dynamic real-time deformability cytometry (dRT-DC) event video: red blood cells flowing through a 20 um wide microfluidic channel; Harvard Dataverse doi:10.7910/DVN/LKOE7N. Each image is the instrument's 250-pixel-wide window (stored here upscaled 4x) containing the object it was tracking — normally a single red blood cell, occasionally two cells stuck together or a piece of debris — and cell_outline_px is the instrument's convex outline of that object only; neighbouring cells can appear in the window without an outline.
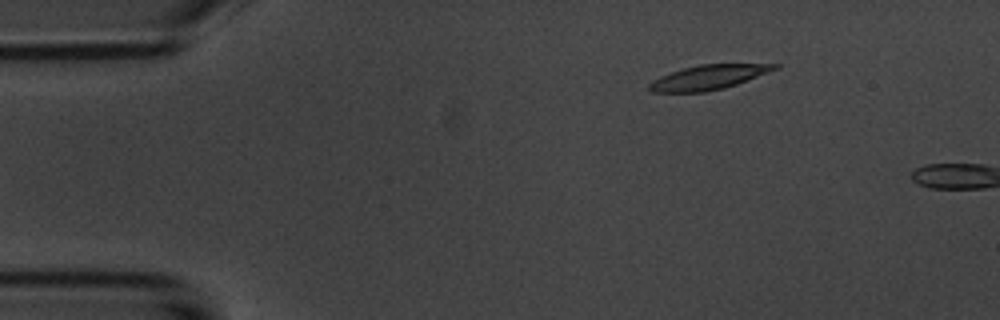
{"species": "common noctule bat (a hibernating species)", "species_latin": "Nyctalus noctula", "temperature_condition": "room temperature", "stored_images_in_passage": 3, "camera_frame_rate_fps": 3000, "um_per_image_px": 0.085, "animal": {"sex": "male", "body_mass_g": 20.1, "forearm_length_mm": 53.5}, "frame": {"image": 1, "passage_image": 1, "time_ms": 0.0, "image_size_px": [1000, 320], "cell_outline_px": [[780, 68], [736, 84], [724, 88], [704, 92], [652, 92], [648, 88], [648, 84], [652, 80], [660, 76], [684, 68], [700, 64], [780, 64]], "centroid_in_image_um": [60.21, 6.57], "position_along_channel_um": 24.8, "area_um2": 17.8}}